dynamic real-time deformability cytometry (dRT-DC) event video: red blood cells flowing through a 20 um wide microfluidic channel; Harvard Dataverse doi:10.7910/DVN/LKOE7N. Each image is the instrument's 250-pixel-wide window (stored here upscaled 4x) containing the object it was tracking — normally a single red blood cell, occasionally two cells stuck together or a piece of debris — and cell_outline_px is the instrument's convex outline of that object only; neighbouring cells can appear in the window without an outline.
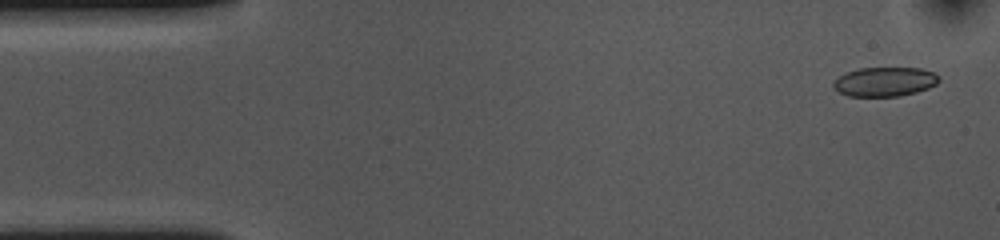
{"species": "common noctule bat (a hibernating species)", "species_latin": "Nyctalus noctula", "temperature_condition": "cold", "stored_images_in_passage": 53, "camera_frame_rate_fps": 3000, "um_per_image_px": 0.085, "animal": {"sex": "female", "body_mass_g": 10.0, "forearm_length_mm": 53.1}, "frame": {"image": 1, "passage_image": 2, "time_ms": 0.333, "image_size_px": [1000, 240], "cell_outline_px": [[940, 80], [936, 84], [928, 88], [916, 92], [900, 96], [848, 96], [832, 88], [832, 84], [840, 76], [848, 72], [860, 68], [920, 68], [936, 72], [940, 76]], "centroid_in_image_um": [75.24, 6.94], "position_along_channel_um": 9.8, "area_um2": 18.03}}
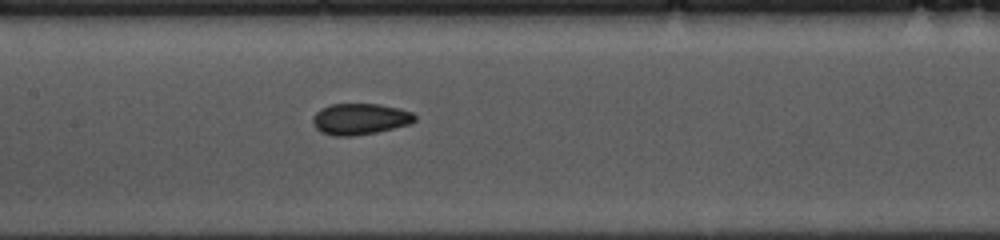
{"frame": {"image": 2, "passage_image": 24, "time_ms": 7.667, "image_size_px": [1000, 240], "cell_outline_px": [[416, 120], [408, 124], [376, 132], [352, 136], [332, 136], [320, 132], [312, 124], [312, 116], [320, 108], [332, 104], [380, 104], [400, 108], [412, 112], [416, 116]], "centroid_in_image_um": [30.56, 10.11], "position_along_channel_um": 176.8, "area_um2": 18.67}}
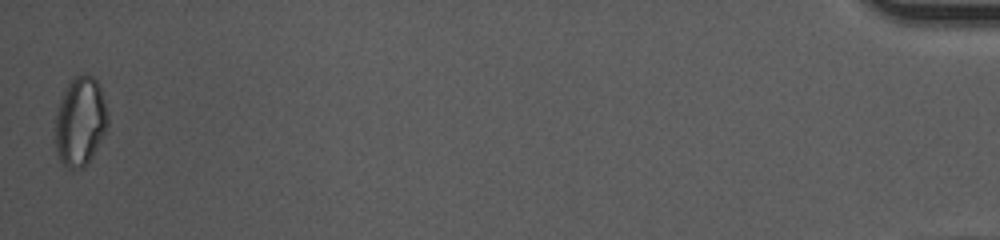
{"frame": {"image": 3, "passage_image": 53, "time_ms": 17.333, "image_size_px": [1000, 240], "cell_outline_px": [[108, 124], [92, 156], [84, 168], [72, 172], [64, 168], [60, 160], [56, 148], [56, 112], [64, 88], [76, 76], [84, 72], [92, 76], [96, 80], [100, 88], [104, 100], [108, 116]], "centroid_in_image_um": [6.8, 10.36], "position_along_channel_um": 428.4, "area_um2": 27.34}, "authors_computed_cell_mechanics": {"area_um2": 18.6694, "velocity_mm_per_s": 3.6406, "shape_relaxation_time_tau1_ms": 7.4978, "shape_relaxation_time_tau2_ms": 2.616, "deformation_change_tau1": 0.1087, "deformation_change_tau2": 0.0509}}